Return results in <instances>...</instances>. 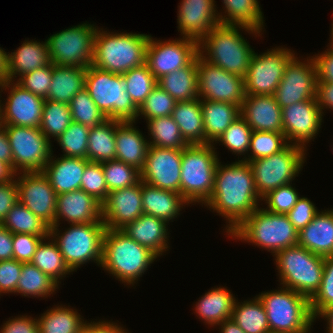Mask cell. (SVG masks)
I'll list each match as a JSON object with an SVG mask.
<instances>
[{"instance_id": "obj_37", "label": "cell", "mask_w": 333, "mask_h": 333, "mask_svg": "<svg viewBox=\"0 0 333 333\" xmlns=\"http://www.w3.org/2000/svg\"><path fill=\"white\" fill-rule=\"evenodd\" d=\"M222 2L225 14L218 13L220 24L244 26L262 32L264 17L258 0H223Z\"/></svg>"}, {"instance_id": "obj_15", "label": "cell", "mask_w": 333, "mask_h": 333, "mask_svg": "<svg viewBox=\"0 0 333 333\" xmlns=\"http://www.w3.org/2000/svg\"><path fill=\"white\" fill-rule=\"evenodd\" d=\"M198 98L228 102L241 107L246 96L244 78L197 56Z\"/></svg>"}, {"instance_id": "obj_59", "label": "cell", "mask_w": 333, "mask_h": 333, "mask_svg": "<svg viewBox=\"0 0 333 333\" xmlns=\"http://www.w3.org/2000/svg\"><path fill=\"white\" fill-rule=\"evenodd\" d=\"M21 270L22 262H18L14 258L0 261V295L16 293Z\"/></svg>"}, {"instance_id": "obj_10", "label": "cell", "mask_w": 333, "mask_h": 333, "mask_svg": "<svg viewBox=\"0 0 333 333\" xmlns=\"http://www.w3.org/2000/svg\"><path fill=\"white\" fill-rule=\"evenodd\" d=\"M65 232L59 231V225L50 227V237L58 248L72 272L89 261L101 265L103 237L106 226L103 221L95 223L70 224Z\"/></svg>"}, {"instance_id": "obj_33", "label": "cell", "mask_w": 333, "mask_h": 333, "mask_svg": "<svg viewBox=\"0 0 333 333\" xmlns=\"http://www.w3.org/2000/svg\"><path fill=\"white\" fill-rule=\"evenodd\" d=\"M9 58V80L32 72L37 68L51 64L50 53L47 42H37L32 40L23 41L17 50L8 54ZM17 75V76H16Z\"/></svg>"}, {"instance_id": "obj_62", "label": "cell", "mask_w": 333, "mask_h": 333, "mask_svg": "<svg viewBox=\"0 0 333 333\" xmlns=\"http://www.w3.org/2000/svg\"><path fill=\"white\" fill-rule=\"evenodd\" d=\"M19 202L16 179L0 183V222L6 218L7 213Z\"/></svg>"}, {"instance_id": "obj_4", "label": "cell", "mask_w": 333, "mask_h": 333, "mask_svg": "<svg viewBox=\"0 0 333 333\" xmlns=\"http://www.w3.org/2000/svg\"><path fill=\"white\" fill-rule=\"evenodd\" d=\"M150 35L107 32L98 28L92 65L104 71L124 74L146 63Z\"/></svg>"}, {"instance_id": "obj_39", "label": "cell", "mask_w": 333, "mask_h": 333, "mask_svg": "<svg viewBox=\"0 0 333 333\" xmlns=\"http://www.w3.org/2000/svg\"><path fill=\"white\" fill-rule=\"evenodd\" d=\"M82 318L69 305H55L37 319L39 333H81L85 324Z\"/></svg>"}, {"instance_id": "obj_58", "label": "cell", "mask_w": 333, "mask_h": 333, "mask_svg": "<svg viewBox=\"0 0 333 333\" xmlns=\"http://www.w3.org/2000/svg\"><path fill=\"white\" fill-rule=\"evenodd\" d=\"M43 238L33 234H13V258L18 262L32 261L35 250Z\"/></svg>"}, {"instance_id": "obj_57", "label": "cell", "mask_w": 333, "mask_h": 333, "mask_svg": "<svg viewBox=\"0 0 333 333\" xmlns=\"http://www.w3.org/2000/svg\"><path fill=\"white\" fill-rule=\"evenodd\" d=\"M315 204L312 203L307 197H300L293 208L287 213V216L298 231V233L305 228L318 213Z\"/></svg>"}, {"instance_id": "obj_44", "label": "cell", "mask_w": 333, "mask_h": 333, "mask_svg": "<svg viewBox=\"0 0 333 333\" xmlns=\"http://www.w3.org/2000/svg\"><path fill=\"white\" fill-rule=\"evenodd\" d=\"M147 124L150 146L182 150L188 145L172 116L153 118Z\"/></svg>"}, {"instance_id": "obj_45", "label": "cell", "mask_w": 333, "mask_h": 333, "mask_svg": "<svg viewBox=\"0 0 333 333\" xmlns=\"http://www.w3.org/2000/svg\"><path fill=\"white\" fill-rule=\"evenodd\" d=\"M72 121L68 104L44 100L42 121L39 128L49 141L52 137L56 140Z\"/></svg>"}, {"instance_id": "obj_63", "label": "cell", "mask_w": 333, "mask_h": 333, "mask_svg": "<svg viewBox=\"0 0 333 333\" xmlns=\"http://www.w3.org/2000/svg\"><path fill=\"white\" fill-rule=\"evenodd\" d=\"M127 329H123L120 325L114 322H108L107 320L91 321L90 323L85 321L81 333H129Z\"/></svg>"}, {"instance_id": "obj_22", "label": "cell", "mask_w": 333, "mask_h": 333, "mask_svg": "<svg viewBox=\"0 0 333 333\" xmlns=\"http://www.w3.org/2000/svg\"><path fill=\"white\" fill-rule=\"evenodd\" d=\"M142 208V181L108 193L102 203V221L108 229H122L139 218Z\"/></svg>"}, {"instance_id": "obj_8", "label": "cell", "mask_w": 333, "mask_h": 333, "mask_svg": "<svg viewBox=\"0 0 333 333\" xmlns=\"http://www.w3.org/2000/svg\"><path fill=\"white\" fill-rule=\"evenodd\" d=\"M85 89L108 119L136 122L138 107L126 91L122 74L90 65L86 71Z\"/></svg>"}, {"instance_id": "obj_16", "label": "cell", "mask_w": 333, "mask_h": 333, "mask_svg": "<svg viewBox=\"0 0 333 333\" xmlns=\"http://www.w3.org/2000/svg\"><path fill=\"white\" fill-rule=\"evenodd\" d=\"M198 41L189 37L161 41L150 35L146 64L158 80L162 76L188 66L198 56Z\"/></svg>"}, {"instance_id": "obj_14", "label": "cell", "mask_w": 333, "mask_h": 333, "mask_svg": "<svg viewBox=\"0 0 333 333\" xmlns=\"http://www.w3.org/2000/svg\"><path fill=\"white\" fill-rule=\"evenodd\" d=\"M295 55L288 48L278 47L254 53L244 77L246 95H274L287 63Z\"/></svg>"}, {"instance_id": "obj_1", "label": "cell", "mask_w": 333, "mask_h": 333, "mask_svg": "<svg viewBox=\"0 0 333 333\" xmlns=\"http://www.w3.org/2000/svg\"><path fill=\"white\" fill-rule=\"evenodd\" d=\"M260 200L248 162L242 159L226 165L218 162L214 188L204 205L226 218L228 235L259 208Z\"/></svg>"}, {"instance_id": "obj_35", "label": "cell", "mask_w": 333, "mask_h": 333, "mask_svg": "<svg viewBox=\"0 0 333 333\" xmlns=\"http://www.w3.org/2000/svg\"><path fill=\"white\" fill-rule=\"evenodd\" d=\"M172 117L188 144H206L200 98L176 102Z\"/></svg>"}, {"instance_id": "obj_56", "label": "cell", "mask_w": 333, "mask_h": 333, "mask_svg": "<svg viewBox=\"0 0 333 333\" xmlns=\"http://www.w3.org/2000/svg\"><path fill=\"white\" fill-rule=\"evenodd\" d=\"M52 71L53 64L51 63L43 68H37L26 73L17 78V81H14L34 95L46 99L52 82Z\"/></svg>"}, {"instance_id": "obj_50", "label": "cell", "mask_w": 333, "mask_h": 333, "mask_svg": "<svg viewBox=\"0 0 333 333\" xmlns=\"http://www.w3.org/2000/svg\"><path fill=\"white\" fill-rule=\"evenodd\" d=\"M90 128L72 121L68 128L56 139L63 149L61 156L87 159L88 135Z\"/></svg>"}, {"instance_id": "obj_71", "label": "cell", "mask_w": 333, "mask_h": 333, "mask_svg": "<svg viewBox=\"0 0 333 333\" xmlns=\"http://www.w3.org/2000/svg\"><path fill=\"white\" fill-rule=\"evenodd\" d=\"M1 96V95H0ZM1 103L2 101L0 100V128L3 126V122H2V107H1Z\"/></svg>"}, {"instance_id": "obj_12", "label": "cell", "mask_w": 333, "mask_h": 333, "mask_svg": "<svg viewBox=\"0 0 333 333\" xmlns=\"http://www.w3.org/2000/svg\"><path fill=\"white\" fill-rule=\"evenodd\" d=\"M98 27L83 23L55 33L46 40L52 64L88 67L94 57Z\"/></svg>"}, {"instance_id": "obj_70", "label": "cell", "mask_w": 333, "mask_h": 333, "mask_svg": "<svg viewBox=\"0 0 333 333\" xmlns=\"http://www.w3.org/2000/svg\"><path fill=\"white\" fill-rule=\"evenodd\" d=\"M327 320V333H333V305L325 308L318 316L317 318Z\"/></svg>"}, {"instance_id": "obj_19", "label": "cell", "mask_w": 333, "mask_h": 333, "mask_svg": "<svg viewBox=\"0 0 333 333\" xmlns=\"http://www.w3.org/2000/svg\"><path fill=\"white\" fill-rule=\"evenodd\" d=\"M0 93L10 90L2 107L3 125L39 128L42 121L44 98L22 88L15 81L8 80L0 85ZM3 89V90H2Z\"/></svg>"}, {"instance_id": "obj_30", "label": "cell", "mask_w": 333, "mask_h": 333, "mask_svg": "<svg viewBox=\"0 0 333 333\" xmlns=\"http://www.w3.org/2000/svg\"><path fill=\"white\" fill-rule=\"evenodd\" d=\"M190 203L177 192L148 185L142 181V208L146 215L159 218L167 223L180 214L181 209Z\"/></svg>"}, {"instance_id": "obj_49", "label": "cell", "mask_w": 333, "mask_h": 333, "mask_svg": "<svg viewBox=\"0 0 333 333\" xmlns=\"http://www.w3.org/2000/svg\"><path fill=\"white\" fill-rule=\"evenodd\" d=\"M69 107L72 120L89 128L99 125L108 119L96 106L85 88L71 99Z\"/></svg>"}, {"instance_id": "obj_55", "label": "cell", "mask_w": 333, "mask_h": 333, "mask_svg": "<svg viewBox=\"0 0 333 333\" xmlns=\"http://www.w3.org/2000/svg\"><path fill=\"white\" fill-rule=\"evenodd\" d=\"M291 184L282 185L263 196L261 201H266L265 210L276 214H287L300 198L299 193Z\"/></svg>"}, {"instance_id": "obj_20", "label": "cell", "mask_w": 333, "mask_h": 333, "mask_svg": "<svg viewBox=\"0 0 333 333\" xmlns=\"http://www.w3.org/2000/svg\"><path fill=\"white\" fill-rule=\"evenodd\" d=\"M182 150L149 146L140 180L156 188L180 193Z\"/></svg>"}, {"instance_id": "obj_27", "label": "cell", "mask_w": 333, "mask_h": 333, "mask_svg": "<svg viewBox=\"0 0 333 333\" xmlns=\"http://www.w3.org/2000/svg\"><path fill=\"white\" fill-rule=\"evenodd\" d=\"M133 124V121L116 122V160L141 171L150 145L149 140Z\"/></svg>"}, {"instance_id": "obj_29", "label": "cell", "mask_w": 333, "mask_h": 333, "mask_svg": "<svg viewBox=\"0 0 333 333\" xmlns=\"http://www.w3.org/2000/svg\"><path fill=\"white\" fill-rule=\"evenodd\" d=\"M298 245L322 257L333 256V209L315 215L298 233Z\"/></svg>"}, {"instance_id": "obj_2", "label": "cell", "mask_w": 333, "mask_h": 333, "mask_svg": "<svg viewBox=\"0 0 333 333\" xmlns=\"http://www.w3.org/2000/svg\"><path fill=\"white\" fill-rule=\"evenodd\" d=\"M240 29L256 37L261 35L252 28L219 24L198 42V54L208 63L244 78L255 51Z\"/></svg>"}, {"instance_id": "obj_21", "label": "cell", "mask_w": 333, "mask_h": 333, "mask_svg": "<svg viewBox=\"0 0 333 333\" xmlns=\"http://www.w3.org/2000/svg\"><path fill=\"white\" fill-rule=\"evenodd\" d=\"M323 114L316 98L282 108L283 133L290 144L307 149L322 125Z\"/></svg>"}, {"instance_id": "obj_38", "label": "cell", "mask_w": 333, "mask_h": 333, "mask_svg": "<svg viewBox=\"0 0 333 333\" xmlns=\"http://www.w3.org/2000/svg\"><path fill=\"white\" fill-rule=\"evenodd\" d=\"M106 119L90 128L88 135L87 160L103 163L116 159V122Z\"/></svg>"}, {"instance_id": "obj_36", "label": "cell", "mask_w": 333, "mask_h": 333, "mask_svg": "<svg viewBox=\"0 0 333 333\" xmlns=\"http://www.w3.org/2000/svg\"><path fill=\"white\" fill-rule=\"evenodd\" d=\"M157 83L177 102L197 99V57L188 66L162 76Z\"/></svg>"}, {"instance_id": "obj_51", "label": "cell", "mask_w": 333, "mask_h": 333, "mask_svg": "<svg viewBox=\"0 0 333 333\" xmlns=\"http://www.w3.org/2000/svg\"><path fill=\"white\" fill-rule=\"evenodd\" d=\"M252 132L251 127L240 116L223 132L215 143L221 142L232 153L246 157L245 154H248Z\"/></svg>"}, {"instance_id": "obj_67", "label": "cell", "mask_w": 333, "mask_h": 333, "mask_svg": "<svg viewBox=\"0 0 333 333\" xmlns=\"http://www.w3.org/2000/svg\"><path fill=\"white\" fill-rule=\"evenodd\" d=\"M9 52H5L0 47V85H3L9 80Z\"/></svg>"}, {"instance_id": "obj_69", "label": "cell", "mask_w": 333, "mask_h": 333, "mask_svg": "<svg viewBox=\"0 0 333 333\" xmlns=\"http://www.w3.org/2000/svg\"><path fill=\"white\" fill-rule=\"evenodd\" d=\"M16 173L13 171L12 167L0 160V183H6L15 178Z\"/></svg>"}, {"instance_id": "obj_42", "label": "cell", "mask_w": 333, "mask_h": 333, "mask_svg": "<svg viewBox=\"0 0 333 333\" xmlns=\"http://www.w3.org/2000/svg\"><path fill=\"white\" fill-rule=\"evenodd\" d=\"M59 285L31 262L22 263L16 293L26 297H48L56 293Z\"/></svg>"}, {"instance_id": "obj_18", "label": "cell", "mask_w": 333, "mask_h": 333, "mask_svg": "<svg viewBox=\"0 0 333 333\" xmlns=\"http://www.w3.org/2000/svg\"><path fill=\"white\" fill-rule=\"evenodd\" d=\"M15 176L19 202L49 227L55 225L57 194L47 176L43 172H24Z\"/></svg>"}, {"instance_id": "obj_68", "label": "cell", "mask_w": 333, "mask_h": 333, "mask_svg": "<svg viewBox=\"0 0 333 333\" xmlns=\"http://www.w3.org/2000/svg\"><path fill=\"white\" fill-rule=\"evenodd\" d=\"M218 326L221 330L220 333H246L232 318L224 320L222 323L218 324Z\"/></svg>"}, {"instance_id": "obj_3", "label": "cell", "mask_w": 333, "mask_h": 333, "mask_svg": "<svg viewBox=\"0 0 333 333\" xmlns=\"http://www.w3.org/2000/svg\"><path fill=\"white\" fill-rule=\"evenodd\" d=\"M157 258L121 229L106 228L100 267L122 283L133 286Z\"/></svg>"}, {"instance_id": "obj_43", "label": "cell", "mask_w": 333, "mask_h": 333, "mask_svg": "<svg viewBox=\"0 0 333 333\" xmlns=\"http://www.w3.org/2000/svg\"><path fill=\"white\" fill-rule=\"evenodd\" d=\"M1 224L13 234H33L44 239L50 233V227L20 202L12 207Z\"/></svg>"}, {"instance_id": "obj_41", "label": "cell", "mask_w": 333, "mask_h": 333, "mask_svg": "<svg viewBox=\"0 0 333 333\" xmlns=\"http://www.w3.org/2000/svg\"><path fill=\"white\" fill-rule=\"evenodd\" d=\"M231 318L246 333L270 332L266 309L257 295L241 303L236 300Z\"/></svg>"}, {"instance_id": "obj_24", "label": "cell", "mask_w": 333, "mask_h": 333, "mask_svg": "<svg viewBox=\"0 0 333 333\" xmlns=\"http://www.w3.org/2000/svg\"><path fill=\"white\" fill-rule=\"evenodd\" d=\"M63 218L68 224L102 221V204L82 189L57 195L55 225Z\"/></svg>"}, {"instance_id": "obj_53", "label": "cell", "mask_w": 333, "mask_h": 333, "mask_svg": "<svg viewBox=\"0 0 333 333\" xmlns=\"http://www.w3.org/2000/svg\"><path fill=\"white\" fill-rule=\"evenodd\" d=\"M309 300L311 313L315 320L325 308L333 305V256L325 257L320 287Z\"/></svg>"}, {"instance_id": "obj_28", "label": "cell", "mask_w": 333, "mask_h": 333, "mask_svg": "<svg viewBox=\"0 0 333 333\" xmlns=\"http://www.w3.org/2000/svg\"><path fill=\"white\" fill-rule=\"evenodd\" d=\"M54 158V159H53ZM89 161L79 157H54L51 155L43 173L57 195L80 189L82 174Z\"/></svg>"}, {"instance_id": "obj_65", "label": "cell", "mask_w": 333, "mask_h": 333, "mask_svg": "<svg viewBox=\"0 0 333 333\" xmlns=\"http://www.w3.org/2000/svg\"><path fill=\"white\" fill-rule=\"evenodd\" d=\"M13 259V233L0 227V261Z\"/></svg>"}, {"instance_id": "obj_54", "label": "cell", "mask_w": 333, "mask_h": 333, "mask_svg": "<svg viewBox=\"0 0 333 333\" xmlns=\"http://www.w3.org/2000/svg\"><path fill=\"white\" fill-rule=\"evenodd\" d=\"M80 189L93 196L101 204L106 200L109 191L105 183L102 163L89 161L86 164Z\"/></svg>"}, {"instance_id": "obj_13", "label": "cell", "mask_w": 333, "mask_h": 333, "mask_svg": "<svg viewBox=\"0 0 333 333\" xmlns=\"http://www.w3.org/2000/svg\"><path fill=\"white\" fill-rule=\"evenodd\" d=\"M12 150V169L17 173L43 172L53 155L52 143L40 128L3 125ZM19 171V172H18Z\"/></svg>"}, {"instance_id": "obj_31", "label": "cell", "mask_w": 333, "mask_h": 333, "mask_svg": "<svg viewBox=\"0 0 333 333\" xmlns=\"http://www.w3.org/2000/svg\"><path fill=\"white\" fill-rule=\"evenodd\" d=\"M206 144H214L240 115V107L228 102L200 99Z\"/></svg>"}, {"instance_id": "obj_5", "label": "cell", "mask_w": 333, "mask_h": 333, "mask_svg": "<svg viewBox=\"0 0 333 333\" xmlns=\"http://www.w3.org/2000/svg\"><path fill=\"white\" fill-rule=\"evenodd\" d=\"M229 237L265 248L271 251L273 256L298 244V231L291 224L287 214L272 213L261 207L246 217Z\"/></svg>"}, {"instance_id": "obj_40", "label": "cell", "mask_w": 333, "mask_h": 333, "mask_svg": "<svg viewBox=\"0 0 333 333\" xmlns=\"http://www.w3.org/2000/svg\"><path fill=\"white\" fill-rule=\"evenodd\" d=\"M46 240L49 241L46 242ZM31 263L52 278L58 285L61 283L59 280H63L66 275L72 272L66 264L58 245L50 235L38 244Z\"/></svg>"}, {"instance_id": "obj_11", "label": "cell", "mask_w": 333, "mask_h": 333, "mask_svg": "<svg viewBox=\"0 0 333 333\" xmlns=\"http://www.w3.org/2000/svg\"><path fill=\"white\" fill-rule=\"evenodd\" d=\"M306 152L302 146L289 143L276 154L248 162L259 197L262 198L268 192L292 183L306 162Z\"/></svg>"}, {"instance_id": "obj_48", "label": "cell", "mask_w": 333, "mask_h": 333, "mask_svg": "<svg viewBox=\"0 0 333 333\" xmlns=\"http://www.w3.org/2000/svg\"><path fill=\"white\" fill-rule=\"evenodd\" d=\"M105 183L108 191L128 188L140 181V171L119 160L102 163Z\"/></svg>"}, {"instance_id": "obj_23", "label": "cell", "mask_w": 333, "mask_h": 333, "mask_svg": "<svg viewBox=\"0 0 333 333\" xmlns=\"http://www.w3.org/2000/svg\"><path fill=\"white\" fill-rule=\"evenodd\" d=\"M214 0H182L178 11V31L182 37L200 41L220 24Z\"/></svg>"}, {"instance_id": "obj_34", "label": "cell", "mask_w": 333, "mask_h": 333, "mask_svg": "<svg viewBox=\"0 0 333 333\" xmlns=\"http://www.w3.org/2000/svg\"><path fill=\"white\" fill-rule=\"evenodd\" d=\"M87 67H71L53 64L52 82L48 100L64 104L85 88Z\"/></svg>"}, {"instance_id": "obj_64", "label": "cell", "mask_w": 333, "mask_h": 333, "mask_svg": "<svg viewBox=\"0 0 333 333\" xmlns=\"http://www.w3.org/2000/svg\"><path fill=\"white\" fill-rule=\"evenodd\" d=\"M316 101L324 115V109L333 110V83H317Z\"/></svg>"}, {"instance_id": "obj_52", "label": "cell", "mask_w": 333, "mask_h": 333, "mask_svg": "<svg viewBox=\"0 0 333 333\" xmlns=\"http://www.w3.org/2000/svg\"><path fill=\"white\" fill-rule=\"evenodd\" d=\"M176 100L160 86H156L138 108L137 118L141 115L146 122L153 118L172 116Z\"/></svg>"}, {"instance_id": "obj_32", "label": "cell", "mask_w": 333, "mask_h": 333, "mask_svg": "<svg viewBox=\"0 0 333 333\" xmlns=\"http://www.w3.org/2000/svg\"><path fill=\"white\" fill-rule=\"evenodd\" d=\"M236 298L229 289L214 287L205 293L195 305L199 319L210 326H217L232 317Z\"/></svg>"}, {"instance_id": "obj_72", "label": "cell", "mask_w": 333, "mask_h": 333, "mask_svg": "<svg viewBox=\"0 0 333 333\" xmlns=\"http://www.w3.org/2000/svg\"><path fill=\"white\" fill-rule=\"evenodd\" d=\"M330 31H331V33H330V34H331V37H330V38H331V39H330L331 42H330L329 44H330V45H333V24H332V26H331V30H330Z\"/></svg>"}, {"instance_id": "obj_7", "label": "cell", "mask_w": 333, "mask_h": 333, "mask_svg": "<svg viewBox=\"0 0 333 333\" xmlns=\"http://www.w3.org/2000/svg\"><path fill=\"white\" fill-rule=\"evenodd\" d=\"M280 288L257 295L266 309L270 332L310 333L315 319L309 298L287 287Z\"/></svg>"}, {"instance_id": "obj_25", "label": "cell", "mask_w": 333, "mask_h": 333, "mask_svg": "<svg viewBox=\"0 0 333 333\" xmlns=\"http://www.w3.org/2000/svg\"><path fill=\"white\" fill-rule=\"evenodd\" d=\"M240 115L253 131L283 133L282 108L273 95H246Z\"/></svg>"}, {"instance_id": "obj_17", "label": "cell", "mask_w": 333, "mask_h": 333, "mask_svg": "<svg viewBox=\"0 0 333 333\" xmlns=\"http://www.w3.org/2000/svg\"><path fill=\"white\" fill-rule=\"evenodd\" d=\"M307 59V60H306ZM300 61L295 55L287 63L274 97L281 108L315 99L317 71L313 56Z\"/></svg>"}, {"instance_id": "obj_47", "label": "cell", "mask_w": 333, "mask_h": 333, "mask_svg": "<svg viewBox=\"0 0 333 333\" xmlns=\"http://www.w3.org/2000/svg\"><path fill=\"white\" fill-rule=\"evenodd\" d=\"M284 133L253 131L250 139V154L242 160L250 162L276 154L288 145Z\"/></svg>"}, {"instance_id": "obj_61", "label": "cell", "mask_w": 333, "mask_h": 333, "mask_svg": "<svg viewBox=\"0 0 333 333\" xmlns=\"http://www.w3.org/2000/svg\"><path fill=\"white\" fill-rule=\"evenodd\" d=\"M0 333H39L37 318L21 315L3 323Z\"/></svg>"}, {"instance_id": "obj_6", "label": "cell", "mask_w": 333, "mask_h": 333, "mask_svg": "<svg viewBox=\"0 0 333 333\" xmlns=\"http://www.w3.org/2000/svg\"><path fill=\"white\" fill-rule=\"evenodd\" d=\"M214 144H188L182 149L180 194L191 203L205 204L214 188L218 162Z\"/></svg>"}, {"instance_id": "obj_66", "label": "cell", "mask_w": 333, "mask_h": 333, "mask_svg": "<svg viewBox=\"0 0 333 333\" xmlns=\"http://www.w3.org/2000/svg\"><path fill=\"white\" fill-rule=\"evenodd\" d=\"M0 160L12 167V150L4 126L0 128Z\"/></svg>"}, {"instance_id": "obj_26", "label": "cell", "mask_w": 333, "mask_h": 333, "mask_svg": "<svg viewBox=\"0 0 333 333\" xmlns=\"http://www.w3.org/2000/svg\"><path fill=\"white\" fill-rule=\"evenodd\" d=\"M168 223L151 215L142 214L121 230L140 245L161 257L169 248ZM167 249V250H166Z\"/></svg>"}, {"instance_id": "obj_9", "label": "cell", "mask_w": 333, "mask_h": 333, "mask_svg": "<svg viewBox=\"0 0 333 333\" xmlns=\"http://www.w3.org/2000/svg\"><path fill=\"white\" fill-rule=\"evenodd\" d=\"M274 257L280 284L310 299L320 287L325 257L298 244L277 252Z\"/></svg>"}, {"instance_id": "obj_46", "label": "cell", "mask_w": 333, "mask_h": 333, "mask_svg": "<svg viewBox=\"0 0 333 333\" xmlns=\"http://www.w3.org/2000/svg\"><path fill=\"white\" fill-rule=\"evenodd\" d=\"M127 93L139 108L150 92L158 85L157 79L145 63L122 74Z\"/></svg>"}, {"instance_id": "obj_60", "label": "cell", "mask_w": 333, "mask_h": 333, "mask_svg": "<svg viewBox=\"0 0 333 333\" xmlns=\"http://www.w3.org/2000/svg\"><path fill=\"white\" fill-rule=\"evenodd\" d=\"M317 71V83H333V45L323 53L313 55Z\"/></svg>"}]
</instances>
